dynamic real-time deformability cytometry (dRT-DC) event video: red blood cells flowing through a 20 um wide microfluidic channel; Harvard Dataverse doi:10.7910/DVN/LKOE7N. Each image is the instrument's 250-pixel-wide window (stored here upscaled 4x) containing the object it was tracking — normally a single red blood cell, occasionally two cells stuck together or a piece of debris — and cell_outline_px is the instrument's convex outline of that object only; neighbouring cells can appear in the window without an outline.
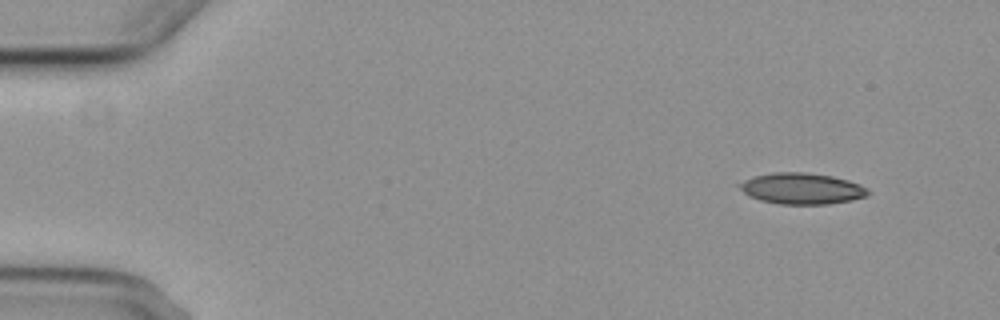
{"species": "common noctule bat (a hibernating species)", "species_latin": "Nyctalus noctula", "temperature_condition": "cold", "stored_images_in_passage": 5, "camera_frame_rate_fps": 3000, "um_per_image_px": 0.085, "animal": {"sex": "female", "body_mass_g": 29.2, "forearm_length_mm": 56.3}, "frame": {"image": 1, "passage_image": 1, "time_ms": 0.0, "image_size_px": [1000, 320], "cell_outline_px": [[868, 196], [852, 200], [828, 204], [780, 204], [760, 200], [744, 192], [736, 184], [744, 180], [756, 176], [772, 172], [804, 172], [832, 176], [848, 180], [860, 184], [868, 188]], "centroid_in_image_um": [68.18, 16.02], "position_along_channel_um": 16.8, "area_um2": 23.24}}